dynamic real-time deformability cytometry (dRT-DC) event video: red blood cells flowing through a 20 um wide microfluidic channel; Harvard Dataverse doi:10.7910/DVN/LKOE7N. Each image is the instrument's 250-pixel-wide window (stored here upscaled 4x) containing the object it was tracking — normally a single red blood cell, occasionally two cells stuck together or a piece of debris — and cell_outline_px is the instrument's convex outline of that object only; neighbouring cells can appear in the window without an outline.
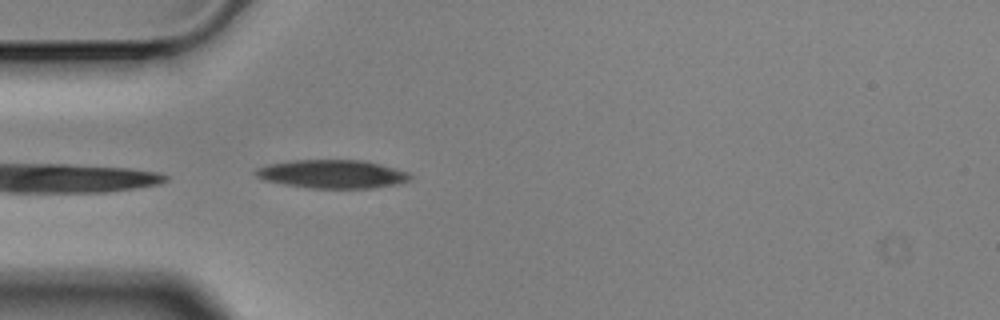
{"species": "Egyptian fruit bat (a non-hibernating species)", "species_latin": "Rousettus aegyptiacus", "temperature_condition": "cold", "stored_images_in_passage": 25, "camera_frame_rate_fps": 3000, "um_per_image_px": 0.085, "animal": {"sex": "male"}, "frame": {"image": 1, "passage_image": 1, "time_ms": 0.0, "image_size_px": [1000, 320], "cell_outline_px": [[412, 176], [408, 180], [396, 184], [368, 188], [312, 188], [264, 180], [256, 176], [256, 168], [268, 164], [292, 160], [364, 160], [396, 168], [408, 172]], "centroid_in_image_um": [28.25, 14.78], "position_along_channel_um": 56.7, "area_um2": 25.32}}
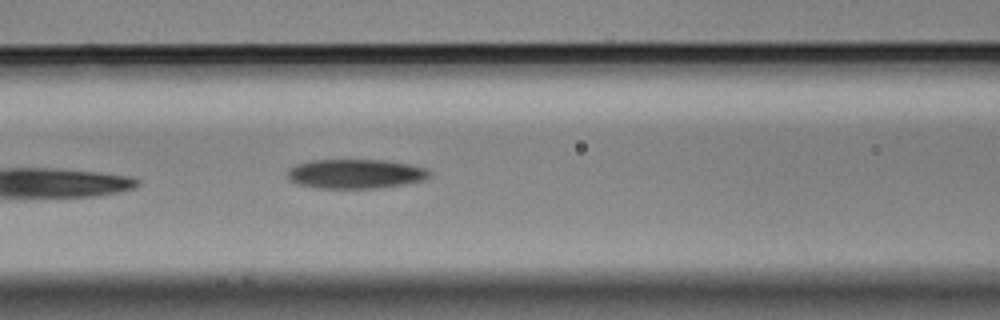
{"frame": {"image": 2, "passage_image": 8, "time_ms": 2.333, "image_size_px": [1000, 320], "cell_outline_px": [[432, 172], [424, 180], [404, 184], [376, 188], [316, 188], [296, 184], [288, 176], [288, 172], [296, 164], [312, 160], [384, 160], [408, 164], [424, 168]], "centroid_in_image_um": [30.22, 14.78], "position_along_channel_um": 136.4, "area_um2": 24.1}}
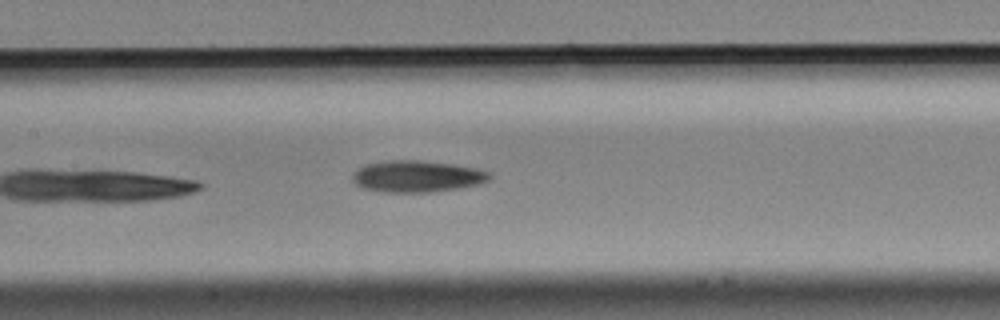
{"frame": {"image": 3, "passage_image": 11, "time_ms": 3.333, "image_size_px": [1000, 320], "cell_outline_px": [[492, 176], [488, 180], [480, 184], [460, 188], [428, 192], [384, 192], [364, 188], [356, 184], [352, 180], [352, 176], [360, 168], [368, 164], [388, 160], [420, 160], [456, 164], [476, 168], [492, 172]], "centroid_in_image_um": [35.52, 14.98], "position_along_channel_um": 171.9, "area_um2": 25.26}}